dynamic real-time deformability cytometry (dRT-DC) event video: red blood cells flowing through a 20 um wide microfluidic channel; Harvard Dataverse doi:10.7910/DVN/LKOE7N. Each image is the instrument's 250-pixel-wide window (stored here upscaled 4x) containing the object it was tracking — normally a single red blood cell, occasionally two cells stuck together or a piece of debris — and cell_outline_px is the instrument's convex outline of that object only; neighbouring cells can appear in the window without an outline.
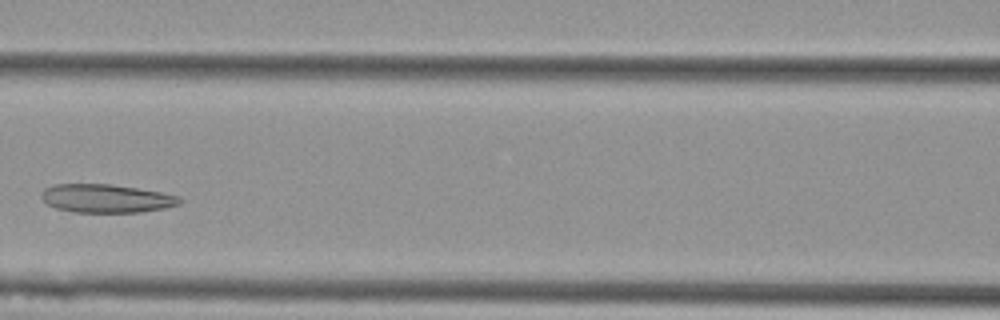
{"species": "Egyptian fruit bat (a non-hibernating species)", "species_latin": "Rousettus aegyptiacus", "temperature_condition": "cold", "stored_images_in_passage": 7, "camera_frame_rate_fps": 3000, "um_per_image_px": 0.085, "animal": {"sex": "female"}, "frame": {"image": 1, "passage_image": 4, "time_ms": 1.0, "image_size_px": [1000, 320], "cell_outline_px": [[184, 200], [180, 204], [164, 208], [140, 212], [72, 212], [56, 208], [48, 204], [40, 196], [40, 192], [44, 188], [56, 184], [108, 184], [136, 188], [160, 192], [180, 196]], "centroid_in_image_um": [9.03, 16.87], "position_along_channel_um": 157.6, "area_um2": 22.89}}
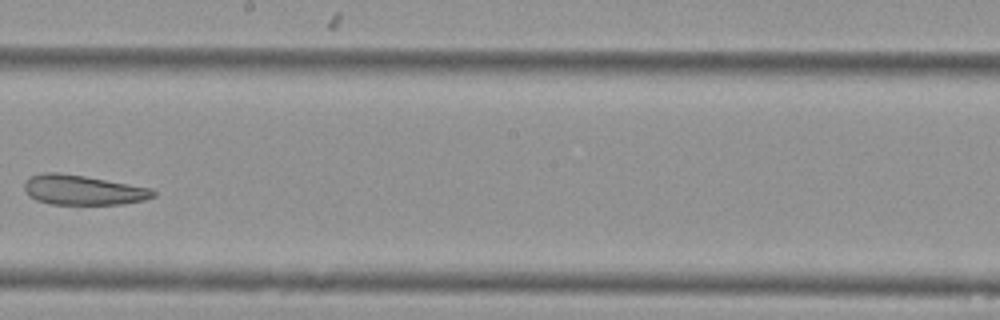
{"frame": {"image": 2, "passage_image": 6, "time_ms": 1.667, "image_size_px": [1000, 320], "cell_outline_px": [[156, 196], [144, 200], [120, 204], [52, 204], [36, 200], [28, 196], [24, 188], [24, 180], [32, 176], [44, 172], [60, 172], [84, 176], [152, 188], [156, 192]], "centroid_in_image_um": [7.04, 16.15], "position_along_channel_um": 241.2, "area_um2": 22.43}}
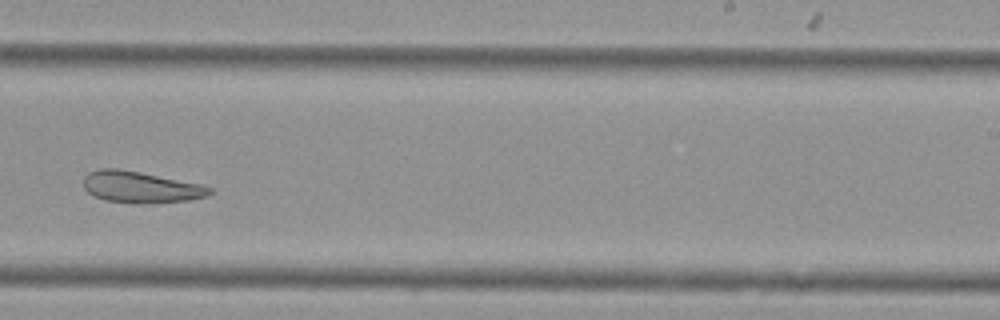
{"frame": {"image": 3, "passage_image": 7, "time_ms": 2.0, "image_size_px": [1000, 320], "cell_outline_px": [[212, 192], [208, 196], [188, 200], [152, 204], [132, 204], [104, 200], [92, 196], [84, 188], [84, 176], [88, 172], [100, 168], [120, 168], [200, 184], [212, 188]], "centroid_in_image_um": [11.92, 15.92], "position_along_channel_um": 277.1, "area_um2": 23.47}}